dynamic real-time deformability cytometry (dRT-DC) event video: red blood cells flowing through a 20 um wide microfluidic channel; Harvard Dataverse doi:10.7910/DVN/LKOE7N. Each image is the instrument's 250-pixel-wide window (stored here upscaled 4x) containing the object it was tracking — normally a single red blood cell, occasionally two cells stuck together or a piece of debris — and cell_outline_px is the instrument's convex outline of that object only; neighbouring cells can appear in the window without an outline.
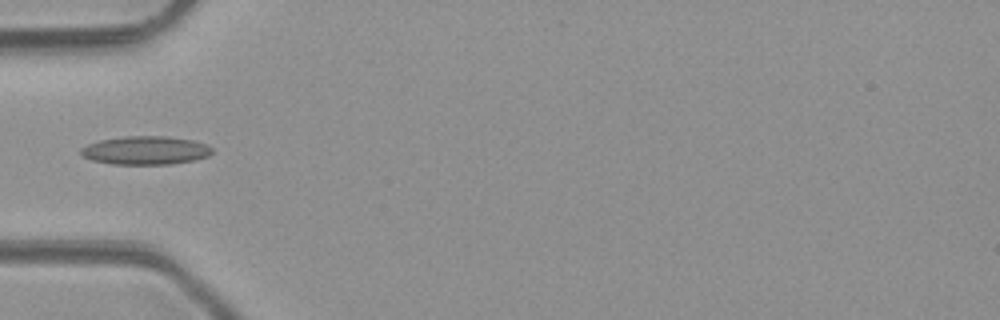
{"species": "common noctule bat (a hibernating species)", "species_latin": "Nyctalus noctula", "temperature_condition": "room temperature", "stored_images_in_passage": 4, "camera_frame_rate_fps": 3000, "um_per_image_px": 0.085, "animal": {"sex": "male", "body_mass_g": 23.1, "forearm_length_mm": 52.7}, "frame": {"image": 1, "passage_image": 3, "time_ms": 2.333, "image_size_px": [1000, 320], "cell_outline_px": [[212, 152], [208, 156], [192, 160], [172, 164], [112, 164], [92, 160], [80, 156], [80, 148], [88, 144], [100, 140], [124, 136], [164, 136], [192, 140], [208, 144], [212, 148]], "centroid_in_image_um": [12.34, 12.78], "position_along_channel_um": 72.7, "area_um2": 21.79}}
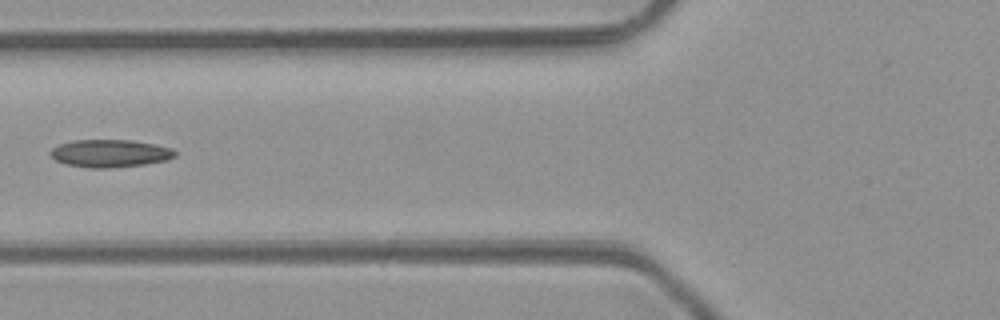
{"frame": {"image": 2, "passage_image": 4, "time_ms": 3.333, "image_size_px": [1000, 320], "cell_outline_px": [[176, 156], [168, 160], [144, 164], [112, 168], [88, 168], [64, 164], [56, 160], [48, 152], [52, 148], [60, 144], [72, 140], [132, 140], [172, 148], [176, 152]], "centroid_in_image_um": [9.33, 13.04], "position_along_channel_um": 116.5, "area_um2": 20.17}}